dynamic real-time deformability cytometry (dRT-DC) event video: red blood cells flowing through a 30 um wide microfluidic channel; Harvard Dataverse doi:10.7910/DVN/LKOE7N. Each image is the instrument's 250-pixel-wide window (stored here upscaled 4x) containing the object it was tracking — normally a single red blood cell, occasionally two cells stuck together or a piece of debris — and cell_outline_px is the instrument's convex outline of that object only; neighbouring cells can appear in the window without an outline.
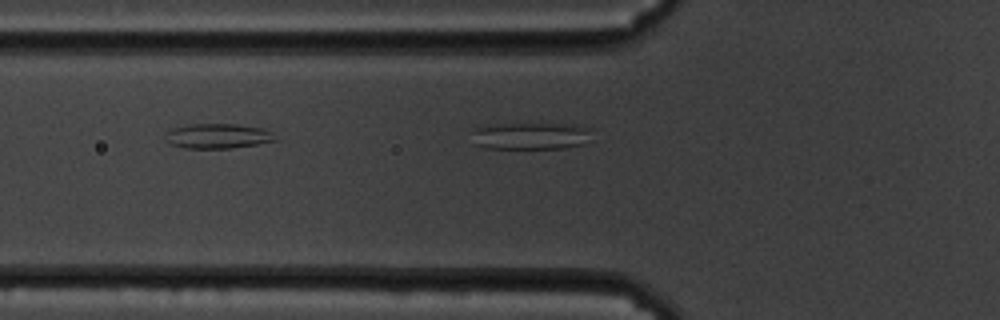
{"species": "common noctule bat (a hibernating species)", "species_latin": "Nyctalus noctula", "temperature_condition": "cold", "stored_images_in_passage": 6, "segment_of_instrument_passage": [2, 2], "camera_frame_rate_fps": 3000, "um_per_image_px": 0.085, "animal": {"sex": "male", "body_mass_g": 19.5, "forearm_length_mm": 54.6}, "frame": {"image": 1, "passage_image": 6, "time_ms": 1.667, "image_size_px": [1000, 320], "cell_outline_px": [[592, 128], [584, 144], [564, 148], [484, 148], [472, 144], [472, 128], [500, 124], [580, 124]], "centroid_in_image_um": [45.08, 11.55], "position_along_channel_um": 80.7, "area_um2": 19.07}}